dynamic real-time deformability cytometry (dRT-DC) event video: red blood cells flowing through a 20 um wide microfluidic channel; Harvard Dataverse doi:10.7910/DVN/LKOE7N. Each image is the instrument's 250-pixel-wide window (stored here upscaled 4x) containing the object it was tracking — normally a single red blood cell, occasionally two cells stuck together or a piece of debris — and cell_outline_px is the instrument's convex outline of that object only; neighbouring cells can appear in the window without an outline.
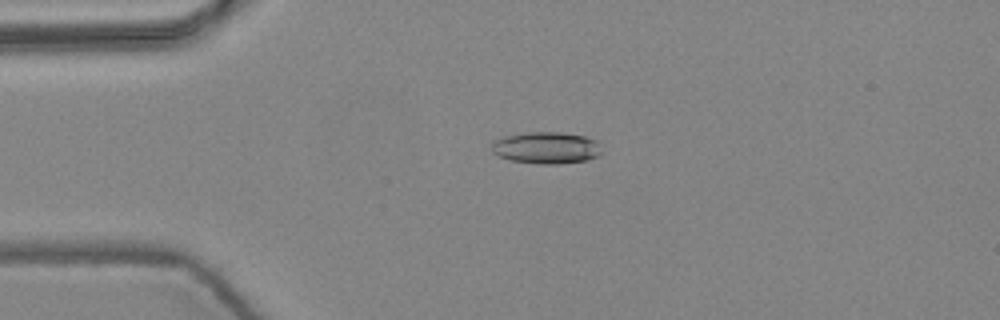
{"species": "common noctule bat (a hibernating species)", "species_latin": "Nyctalus noctula", "temperature_condition": "warm", "stored_images_in_passage": 3, "camera_frame_rate_fps": 3000, "um_per_image_px": 0.085, "animal": {"sex": "female", "body_mass_g": 24.6, "forearm_length_mm": 56.2}, "frame": {"image": 1, "passage_image": 1, "time_ms": 0.0, "image_size_px": [1000, 320], "cell_outline_px": [[604, 152], [600, 156], [588, 160], [556, 164], [540, 164], [512, 160], [500, 156], [492, 152], [492, 140], [504, 136], [528, 132], [560, 132], [584, 136], [596, 140]], "centroid_in_image_um": [46.47, 12.56], "position_along_channel_um": 38.5, "area_um2": 20.58}}
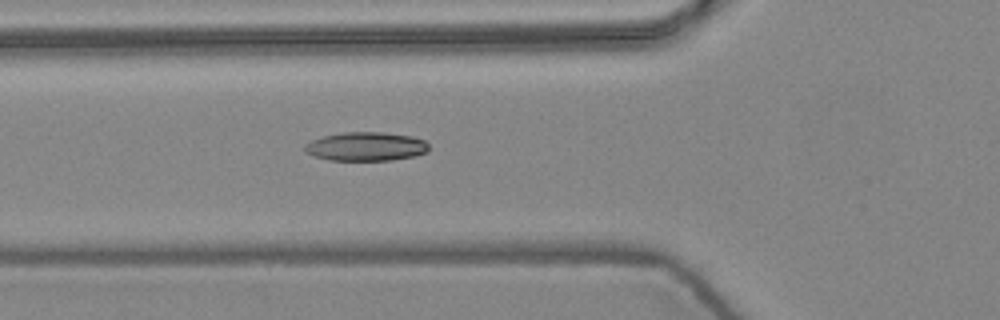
{"frame": {"image": 2, "passage_image": 3, "time_ms": 0.667, "image_size_px": [1000, 320], "cell_outline_px": [[428, 152], [416, 156], [392, 160], [328, 160], [304, 152], [304, 144], [312, 140], [324, 136], [344, 132], [384, 132], [412, 136], [424, 140], [428, 144]], "centroid_in_image_um": [31.12, 12.45], "position_along_channel_um": 94.7, "area_um2": 20.92}}